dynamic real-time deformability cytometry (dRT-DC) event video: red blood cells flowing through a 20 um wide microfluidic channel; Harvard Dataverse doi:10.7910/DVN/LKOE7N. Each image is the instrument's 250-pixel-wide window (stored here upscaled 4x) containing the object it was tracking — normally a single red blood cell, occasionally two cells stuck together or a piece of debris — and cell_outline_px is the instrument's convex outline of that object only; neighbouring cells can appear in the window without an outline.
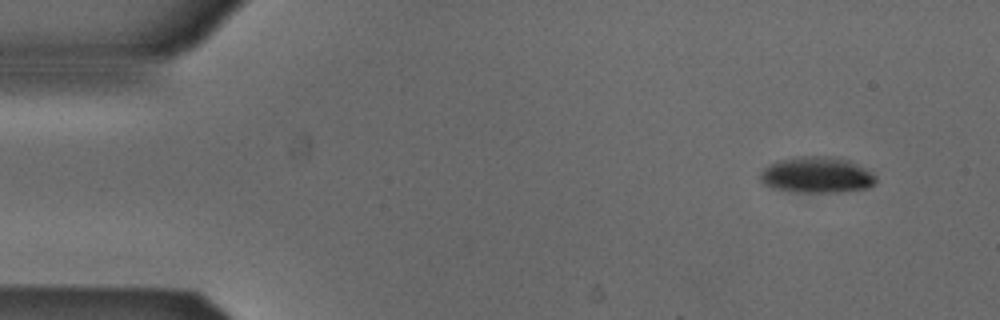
{"species": "Egyptian fruit bat (a non-hibernating species)", "species_latin": "Rousettus aegyptiacus", "temperature_condition": "cold", "stored_images_in_passage": 49, "camera_frame_rate_fps": 3000, "um_per_image_px": 0.085, "animal": {"sex": "male"}, "frame": {"image": 1, "passage_image": 1, "time_ms": 0.0, "image_size_px": [1000, 320], "cell_outline_px": [[876, 184], [868, 188], [840, 192], [788, 192], [768, 188], [760, 180], [760, 172], [764, 168], [780, 160], [804, 156], [828, 156], [848, 160], [872, 172], [876, 176]], "centroid_in_image_um": [69.41, 14.9], "position_along_channel_um": 15.6, "area_um2": 24.45}}
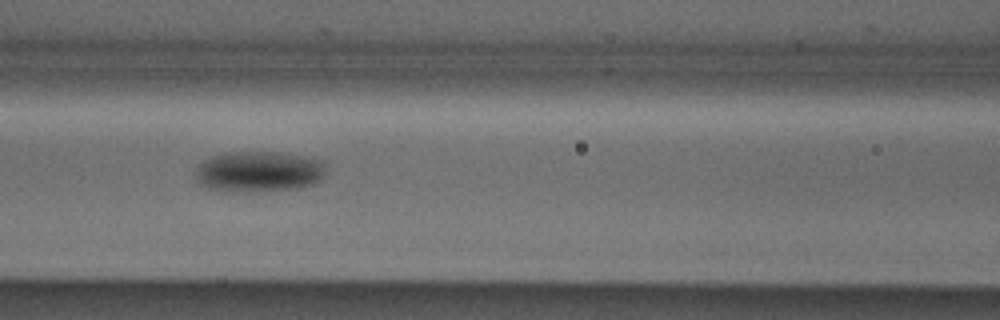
{"frame": {"image": 2, "passage_image": 19, "time_ms": 6.0, "image_size_px": [1000, 320], "cell_outline_px": [[324, 172], [320, 180], [312, 184], [296, 188], [236, 192], [224, 192], [208, 188], [200, 184], [196, 180], [196, 172], [200, 164], [204, 160], [212, 156], [224, 152], [280, 152], [304, 156], [324, 160]], "centroid_in_image_um": [21.97, 14.57], "position_along_channel_um": 144.6, "area_um2": 31.04}}
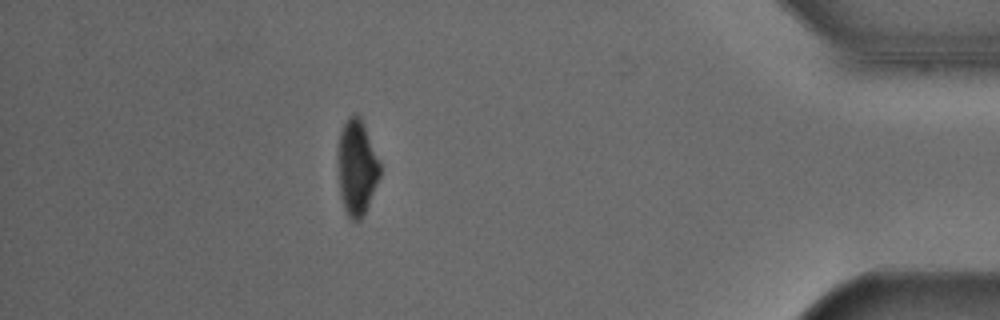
{"frame": {"image": 3, "passage_image": 43, "time_ms": 14.0, "image_size_px": [1000, 320], "cell_outline_px": [[380, 176], [368, 204], [360, 220], [352, 220], [348, 216], [344, 208], [340, 196], [340, 132], [348, 116], [356, 112], [360, 116], [364, 124], [380, 164]], "centroid_in_image_um": [30.35, 14.21], "position_along_channel_um": 404.8, "area_um2": 22.54}, "authors_computed_cell_mechanics": {"area_um2": 26.1256, "velocity_mm_per_s": 3.892, "shape_relaxation_time_tau1_ms": 3.3569, "shape_relaxation_time_tau2_ms": null, "deformation_change_tau1": 0.1016, "deformation_change_tau2": null}}